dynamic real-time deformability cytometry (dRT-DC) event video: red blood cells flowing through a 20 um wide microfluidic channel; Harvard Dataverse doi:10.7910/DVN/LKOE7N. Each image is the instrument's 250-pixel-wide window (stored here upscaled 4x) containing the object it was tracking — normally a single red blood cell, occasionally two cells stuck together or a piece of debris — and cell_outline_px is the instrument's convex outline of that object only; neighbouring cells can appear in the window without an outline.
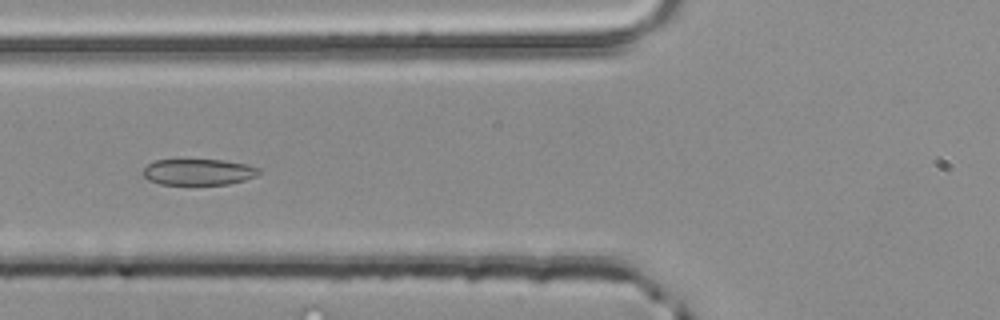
{"species": "common noctule bat (a hibernating species)", "species_latin": "Nyctalus noctula", "temperature_condition": "room temperature", "stored_images_in_passage": 40, "camera_frame_rate_fps": 3000, "um_per_image_px": 0.085, "animal": {"sex": "male", "body_mass_g": 20.4}, "frame": {"image": 1, "passage_image": 8, "time_ms": 2.333, "image_size_px": [1000, 320], "cell_outline_px": [[260, 172], [256, 176], [244, 180], [228, 184], [160, 184], [148, 180], [140, 172], [152, 160], [224, 160], [244, 164], [260, 168]], "centroid_in_image_um": [16.83, 14.61], "position_along_channel_um": 109.0, "area_um2": 17.63}}
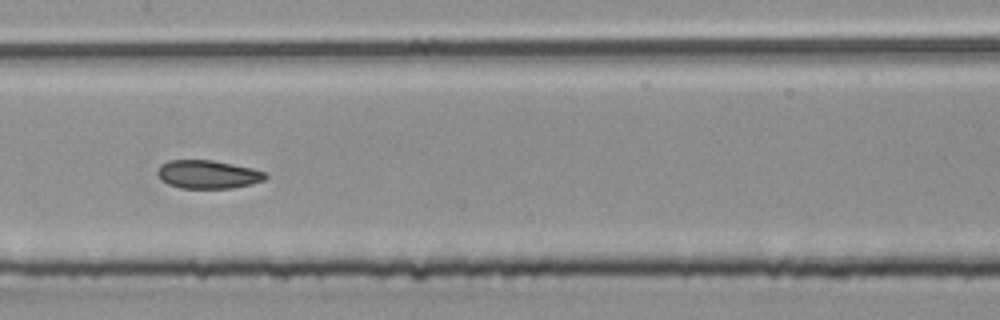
{"frame": {"image": 2, "passage_image": 14, "time_ms": 4.333, "image_size_px": [1000, 320], "cell_outline_px": [[268, 176], [264, 180], [252, 184], [232, 188], [180, 188], [168, 184], [160, 180], [156, 172], [160, 164], [168, 160], [212, 160], [252, 168], [264, 172]], "centroid_in_image_um": [17.63, 14.82], "position_along_channel_um": 189.8, "area_um2": 17.92}}
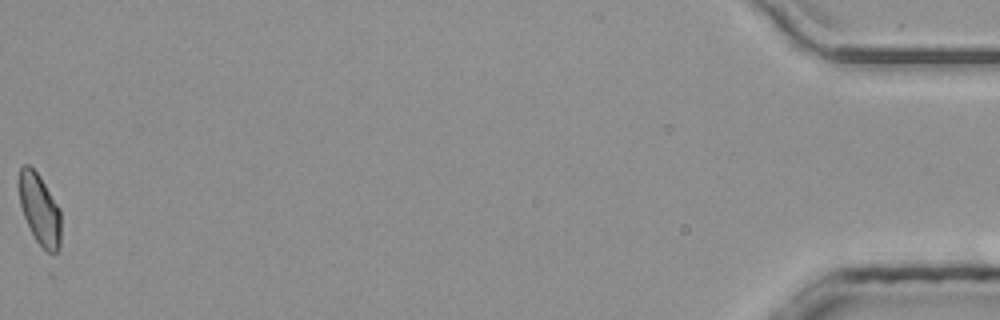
{"frame": {"image": 3, "passage_image": 40, "time_ms": 13.0, "image_size_px": [1000, 320], "cell_outline_px": [[60, 248], [56, 252], [48, 252], [36, 240], [24, 216], [20, 204], [16, 180], [20, 168], [24, 164], [28, 164], [40, 176], [60, 208]], "centroid_in_image_um": [3.34, 17.73], "position_along_channel_um": 431.9, "area_um2": 17.46}, "authors_computed_cell_mechanics": {"area_um2": 17.918, "velocity_mm_per_s": 4.0179, "shape_relaxation_time_tau1_ms": 9.2259, "shape_relaxation_time_tau2_ms": 1.946, "deformation_change_tau1": 0.1644, "deformation_change_tau2": 0.0737}}